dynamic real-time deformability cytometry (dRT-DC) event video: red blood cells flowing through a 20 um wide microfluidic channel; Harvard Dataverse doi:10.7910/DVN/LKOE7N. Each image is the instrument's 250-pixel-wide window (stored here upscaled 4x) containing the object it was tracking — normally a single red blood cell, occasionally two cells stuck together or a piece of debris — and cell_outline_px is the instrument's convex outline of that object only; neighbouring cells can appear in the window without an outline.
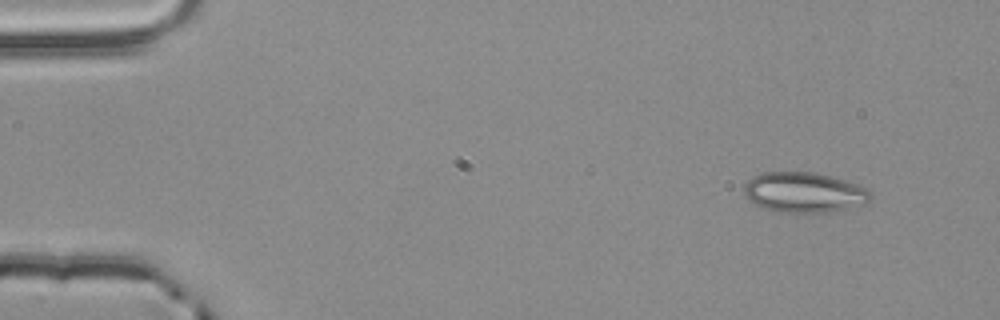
{"species": "common noctule bat (a hibernating species)", "species_latin": "Nyctalus noctula", "temperature_condition": "room temperature", "stored_images_in_passage": 3, "camera_frame_rate_fps": 3000, "um_per_image_px": 0.085, "animal": {"sex": "male", "body_mass_g": 20.4}, "frame": {"image": 1, "passage_image": 1, "time_ms": 0.0, "image_size_px": [1000, 320], "cell_outline_px": [[872, 200], [864, 204], [828, 212], [804, 216], [776, 212], [760, 208], [752, 204], [744, 196], [744, 184], [752, 176], [764, 172], [812, 172], [844, 180], [868, 188], [872, 192]], "centroid_in_image_um": [68.3, 16.4], "position_along_channel_um": 16.7, "area_um2": 30.69}}
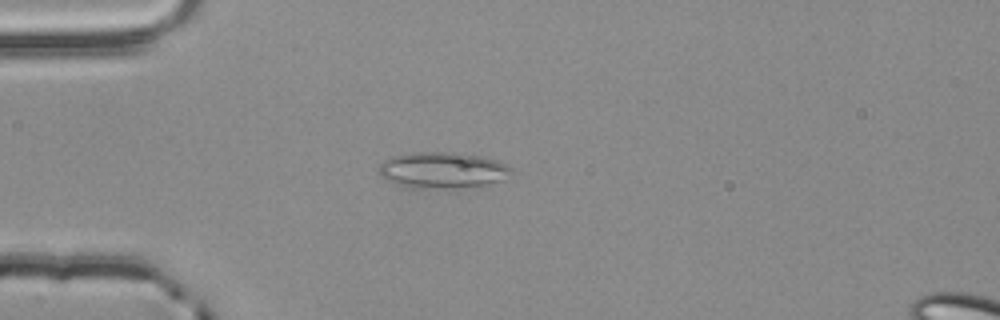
{"frame": {"image": 2, "passage_image": 3, "time_ms": 0.667, "image_size_px": [1000, 320], "cell_outline_px": [[516, 172], [500, 180], [488, 184], [444, 188], [412, 188], [384, 180], [380, 176], [380, 164], [384, 160], [392, 156], [416, 152], [464, 152], [496, 160], [512, 168]], "centroid_in_image_um": [37.62, 14.45], "position_along_channel_um": 47.4, "area_um2": 27.92}}